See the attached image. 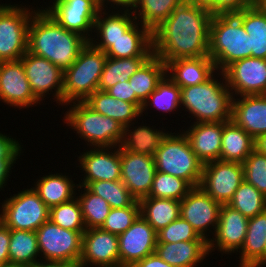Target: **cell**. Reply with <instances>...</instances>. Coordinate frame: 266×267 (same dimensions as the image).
Listing matches in <instances>:
<instances>
[{
  "mask_svg": "<svg viewBox=\"0 0 266 267\" xmlns=\"http://www.w3.org/2000/svg\"><path fill=\"white\" fill-rule=\"evenodd\" d=\"M1 100L9 107L13 106L20 109L40 104L31 90L21 60L0 62Z\"/></svg>",
  "mask_w": 266,
  "mask_h": 267,
  "instance_id": "cell-21",
  "label": "cell"
},
{
  "mask_svg": "<svg viewBox=\"0 0 266 267\" xmlns=\"http://www.w3.org/2000/svg\"><path fill=\"white\" fill-rule=\"evenodd\" d=\"M0 267H29V266L24 265V264L8 263V264H5V265H0Z\"/></svg>",
  "mask_w": 266,
  "mask_h": 267,
  "instance_id": "cell-59",
  "label": "cell"
},
{
  "mask_svg": "<svg viewBox=\"0 0 266 267\" xmlns=\"http://www.w3.org/2000/svg\"><path fill=\"white\" fill-rule=\"evenodd\" d=\"M195 5L211 12L212 15L218 14V0H187Z\"/></svg>",
  "mask_w": 266,
  "mask_h": 267,
  "instance_id": "cell-55",
  "label": "cell"
},
{
  "mask_svg": "<svg viewBox=\"0 0 266 267\" xmlns=\"http://www.w3.org/2000/svg\"><path fill=\"white\" fill-rule=\"evenodd\" d=\"M119 267H132L137 261L155 253L157 232L140 215L123 233L118 235Z\"/></svg>",
  "mask_w": 266,
  "mask_h": 267,
  "instance_id": "cell-18",
  "label": "cell"
},
{
  "mask_svg": "<svg viewBox=\"0 0 266 267\" xmlns=\"http://www.w3.org/2000/svg\"><path fill=\"white\" fill-rule=\"evenodd\" d=\"M255 0H218V14H235L254 5Z\"/></svg>",
  "mask_w": 266,
  "mask_h": 267,
  "instance_id": "cell-50",
  "label": "cell"
},
{
  "mask_svg": "<svg viewBox=\"0 0 266 267\" xmlns=\"http://www.w3.org/2000/svg\"><path fill=\"white\" fill-rule=\"evenodd\" d=\"M151 56H137L131 58H109L107 57L101 73L98 90L107 91L118 82L129 81L130 77Z\"/></svg>",
  "mask_w": 266,
  "mask_h": 267,
  "instance_id": "cell-35",
  "label": "cell"
},
{
  "mask_svg": "<svg viewBox=\"0 0 266 267\" xmlns=\"http://www.w3.org/2000/svg\"><path fill=\"white\" fill-rule=\"evenodd\" d=\"M87 43L84 37L59 25L43 9L37 7L31 17L27 51L46 58L63 72L76 61Z\"/></svg>",
  "mask_w": 266,
  "mask_h": 267,
  "instance_id": "cell-2",
  "label": "cell"
},
{
  "mask_svg": "<svg viewBox=\"0 0 266 267\" xmlns=\"http://www.w3.org/2000/svg\"><path fill=\"white\" fill-rule=\"evenodd\" d=\"M155 252L174 267H195L209 256L208 241L157 243Z\"/></svg>",
  "mask_w": 266,
  "mask_h": 267,
  "instance_id": "cell-26",
  "label": "cell"
},
{
  "mask_svg": "<svg viewBox=\"0 0 266 267\" xmlns=\"http://www.w3.org/2000/svg\"><path fill=\"white\" fill-rule=\"evenodd\" d=\"M20 60L34 96L41 102L52 93L56 103L62 106L64 72L46 58L28 51Z\"/></svg>",
  "mask_w": 266,
  "mask_h": 267,
  "instance_id": "cell-14",
  "label": "cell"
},
{
  "mask_svg": "<svg viewBox=\"0 0 266 267\" xmlns=\"http://www.w3.org/2000/svg\"><path fill=\"white\" fill-rule=\"evenodd\" d=\"M140 215L156 232L167 227L180 216V201L165 198L144 197L139 200Z\"/></svg>",
  "mask_w": 266,
  "mask_h": 267,
  "instance_id": "cell-32",
  "label": "cell"
},
{
  "mask_svg": "<svg viewBox=\"0 0 266 267\" xmlns=\"http://www.w3.org/2000/svg\"><path fill=\"white\" fill-rule=\"evenodd\" d=\"M231 120L253 139L266 133V95L233 97Z\"/></svg>",
  "mask_w": 266,
  "mask_h": 267,
  "instance_id": "cell-23",
  "label": "cell"
},
{
  "mask_svg": "<svg viewBox=\"0 0 266 267\" xmlns=\"http://www.w3.org/2000/svg\"><path fill=\"white\" fill-rule=\"evenodd\" d=\"M254 150L258 153L266 154V133L254 139Z\"/></svg>",
  "mask_w": 266,
  "mask_h": 267,
  "instance_id": "cell-57",
  "label": "cell"
},
{
  "mask_svg": "<svg viewBox=\"0 0 266 267\" xmlns=\"http://www.w3.org/2000/svg\"><path fill=\"white\" fill-rule=\"evenodd\" d=\"M115 149V150H114ZM111 152H110V151ZM78 167L84 173L79 186H87L95 181L121 180L120 146L115 147H90L78 156Z\"/></svg>",
  "mask_w": 266,
  "mask_h": 267,
  "instance_id": "cell-19",
  "label": "cell"
},
{
  "mask_svg": "<svg viewBox=\"0 0 266 267\" xmlns=\"http://www.w3.org/2000/svg\"><path fill=\"white\" fill-rule=\"evenodd\" d=\"M227 205L250 219L266 211V196L243 180Z\"/></svg>",
  "mask_w": 266,
  "mask_h": 267,
  "instance_id": "cell-41",
  "label": "cell"
},
{
  "mask_svg": "<svg viewBox=\"0 0 266 267\" xmlns=\"http://www.w3.org/2000/svg\"><path fill=\"white\" fill-rule=\"evenodd\" d=\"M248 220L238 210L222 204L215 233L208 240V253L211 254L216 248L221 255L237 254L245 240Z\"/></svg>",
  "mask_w": 266,
  "mask_h": 267,
  "instance_id": "cell-17",
  "label": "cell"
},
{
  "mask_svg": "<svg viewBox=\"0 0 266 267\" xmlns=\"http://www.w3.org/2000/svg\"><path fill=\"white\" fill-rule=\"evenodd\" d=\"M121 181L130 194L140 200L149 195L156 173L155 159L124 150L120 146Z\"/></svg>",
  "mask_w": 266,
  "mask_h": 267,
  "instance_id": "cell-22",
  "label": "cell"
},
{
  "mask_svg": "<svg viewBox=\"0 0 266 267\" xmlns=\"http://www.w3.org/2000/svg\"><path fill=\"white\" fill-rule=\"evenodd\" d=\"M107 10L108 12L106 9L105 11L101 9L96 17L93 31L97 33L96 39H118L136 22L131 10L115 11L114 9L112 13H109V9Z\"/></svg>",
  "mask_w": 266,
  "mask_h": 267,
  "instance_id": "cell-37",
  "label": "cell"
},
{
  "mask_svg": "<svg viewBox=\"0 0 266 267\" xmlns=\"http://www.w3.org/2000/svg\"><path fill=\"white\" fill-rule=\"evenodd\" d=\"M266 246V211L248 220V229L243 246L238 251L239 267L264 266Z\"/></svg>",
  "mask_w": 266,
  "mask_h": 267,
  "instance_id": "cell-27",
  "label": "cell"
},
{
  "mask_svg": "<svg viewBox=\"0 0 266 267\" xmlns=\"http://www.w3.org/2000/svg\"><path fill=\"white\" fill-rule=\"evenodd\" d=\"M94 111L118 121L123 127L141 116V110L132 103L115 99L102 90L95 91L84 101Z\"/></svg>",
  "mask_w": 266,
  "mask_h": 267,
  "instance_id": "cell-28",
  "label": "cell"
},
{
  "mask_svg": "<svg viewBox=\"0 0 266 267\" xmlns=\"http://www.w3.org/2000/svg\"><path fill=\"white\" fill-rule=\"evenodd\" d=\"M242 164L244 180L266 196V154L253 150Z\"/></svg>",
  "mask_w": 266,
  "mask_h": 267,
  "instance_id": "cell-47",
  "label": "cell"
},
{
  "mask_svg": "<svg viewBox=\"0 0 266 267\" xmlns=\"http://www.w3.org/2000/svg\"><path fill=\"white\" fill-rule=\"evenodd\" d=\"M41 260L77 264L82 255V235L85 231L67 230L50 220L36 231Z\"/></svg>",
  "mask_w": 266,
  "mask_h": 267,
  "instance_id": "cell-10",
  "label": "cell"
},
{
  "mask_svg": "<svg viewBox=\"0 0 266 267\" xmlns=\"http://www.w3.org/2000/svg\"><path fill=\"white\" fill-rule=\"evenodd\" d=\"M193 187L184 179L156 171L147 197L181 201Z\"/></svg>",
  "mask_w": 266,
  "mask_h": 267,
  "instance_id": "cell-42",
  "label": "cell"
},
{
  "mask_svg": "<svg viewBox=\"0 0 266 267\" xmlns=\"http://www.w3.org/2000/svg\"><path fill=\"white\" fill-rule=\"evenodd\" d=\"M53 1V5L43 8V10L59 25L68 31L80 34L89 42L93 37L96 17L101 10L98 0Z\"/></svg>",
  "mask_w": 266,
  "mask_h": 267,
  "instance_id": "cell-11",
  "label": "cell"
},
{
  "mask_svg": "<svg viewBox=\"0 0 266 267\" xmlns=\"http://www.w3.org/2000/svg\"><path fill=\"white\" fill-rule=\"evenodd\" d=\"M106 92L115 99L135 104L140 110L142 108L143 103L136 97L135 94H132V88L129 81L118 82Z\"/></svg>",
  "mask_w": 266,
  "mask_h": 267,
  "instance_id": "cell-49",
  "label": "cell"
},
{
  "mask_svg": "<svg viewBox=\"0 0 266 267\" xmlns=\"http://www.w3.org/2000/svg\"><path fill=\"white\" fill-rule=\"evenodd\" d=\"M154 159L156 171L182 178L192 187L200 186L204 164L191 149L183 132H169Z\"/></svg>",
  "mask_w": 266,
  "mask_h": 267,
  "instance_id": "cell-7",
  "label": "cell"
},
{
  "mask_svg": "<svg viewBox=\"0 0 266 267\" xmlns=\"http://www.w3.org/2000/svg\"><path fill=\"white\" fill-rule=\"evenodd\" d=\"M151 106L156 110L171 113L181 107V88L176 85L167 74L158 83L157 88L143 102L141 115ZM148 107V108H147Z\"/></svg>",
  "mask_w": 266,
  "mask_h": 267,
  "instance_id": "cell-39",
  "label": "cell"
},
{
  "mask_svg": "<svg viewBox=\"0 0 266 267\" xmlns=\"http://www.w3.org/2000/svg\"><path fill=\"white\" fill-rule=\"evenodd\" d=\"M166 75V64L154 54L130 77L132 94L143 103Z\"/></svg>",
  "mask_w": 266,
  "mask_h": 267,
  "instance_id": "cell-33",
  "label": "cell"
},
{
  "mask_svg": "<svg viewBox=\"0 0 266 267\" xmlns=\"http://www.w3.org/2000/svg\"><path fill=\"white\" fill-rule=\"evenodd\" d=\"M66 106L69 109L64 114V124L76 131L89 147L121 145L124 127L118 121L94 111L84 101L71 102Z\"/></svg>",
  "mask_w": 266,
  "mask_h": 267,
  "instance_id": "cell-5",
  "label": "cell"
},
{
  "mask_svg": "<svg viewBox=\"0 0 266 267\" xmlns=\"http://www.w3.org/2000/svg\"><path fill=\"white\" fill-rule=\"evenodd\" d=\"M86 187L107 201L111 208H125L136 200L121 180L95 181Z\"/></svg>",
  "mask_w": 266,
  "mask_h": 267,
  "instance_id": "cell-43",
  "label": "cell"
},
{
  "mask_svg": "<svg viewBox=\"0 0 266 267\" xmlns=\"http://www.w3.org/2000/svg\"><path fill=\"white\" fill-rule=\"evenodd\" d=\"M140 216V204L135 200L125 208H111L101 229L116 235L125 232Z\"/></svg>",
  "mask_w": 266,
  "mask_h": 267,
  "instance_id": "cell-45",
  "label": "cell"
},
{
  "mask_svg": "<svg viewBox=\"0 0 266 267\" xmlns=\"http://www.w3.org/2000/svg\"><path fill=\"white\" fill-rule=\"evenodd\" d=\"M210 11L183 1L153 32V54L165 64L178 58L209 56Z\"/></svg>",
  "mask_w": 266,
  "mask_h": 267,
  "instance_id": "cell-1",
  "label": "cell"
},
{
  "mask_svg": "<svg viewBox=\"0 0 266 267\" xmlns=\"http://www.w3.org/2000/svg\"><path fill=\"white\" fill-rule=\"evenodd\" d=\"M119 267L118 235L101 228L86 229L78 267Z\"/></svg>",
  "mask_w": 266,
  "mask_h": 267,
  "instance_id": "cell-20",
  "label": "cell"
},
{
  "mask_svg": "<svg viewBox=\"0 0 266 267\" xmlns=\"http://www.w3.org/2000/svg\"><path fill=\"white\" fill-rule=\"evenodd\" d=\"M29 267H78L77 264L64 262V261H46L38 260Z\"/></svg>",
  "mask_w": 266,
  "mask_h": 267,
  "instance_id": "cell-56",
  "label": "cell"
},
{
  "mask_svg": "<svg viewBox=\"0 0 266 267\" xmlns=\"http://www.w3.org/2000/svg\"><path fill=\"white\" fill-rule=\"evenodd\" d=\"M49 220L67 230L85 231L81 206L77 197L49 209Z\"/></svg>",
  "mask_w": 266,
  "mask_h": 267,
  "instance_id": "cell-44",
  "label": "cell"
},
{
  "mask_svg": "<svg viewBox=\"0 0 266 267\" xmlns=\"http://www.w3.org/2000/svg\"><path fill=\"white\" fill-rule=\"evenodd\" d=\"M191 125L182 132L198 159L203 164L220 160L224 122H200Z\"/></svg>",
  "mask_w": 266,
  "mask_h": 267,
  "instance_id": "cell-24",
  "label": "cell"
},
{
  "mask_svg": "<svg viewBox=\"0 0 266 267\" xmlns=\"http://www.w3.org/2000/svg\"><path fill=\"white\" fill-rule=\"evenodd\" d=\"M221 206L200 186L193 187L180 201V216L208 241L209 232L213 235L218 225Z\"/></svg>",
  "mask_w": 266,
  "mask_h": 267,
  "instance_id": "cell-15",
  "label": "cell"
},
{
  "mask_svg": "<svg viewBox=\"0 0 266 267\" xmlns=\"http://www.w3.org/2000/svg\"><path fill=\"white\" fill-rule=\"evenodd\" d=\"M15 163L16 161H0V191L6 186Z\"/></svg>",
  "mask_w": 266,
  "mask_h": 267,
  "instance_id": "cell-54",
  "label": "cell"
},
{
  "mask_svg": "<svg viewBox=\"0 0 266 267\" xmlns=\"http://www.w3.org/2000/svg\"><path fill=\"white\" fill-rule=\"evenodd\" d=\"M18 4H0V62L17 61L27 52L28 29L36 10Z\"/></svg>",
  "mask_w": 266,
  "mask_h": 267,
  "instance_id": "cell-8",
  "label": "cell"
},
{
  "mask_svg": "<svg viewBox=\"0 0 266 267\" xmlns=\"http://www.w3.org/2000/svg\"><path fill=\"white\" fill-rule=\"evenodd\" d=\"M180 241H206L189 222L179 216L167 227L157 232V243H176Z\"/></svg>",
  "mask_w": 266,
  "mask_h": 267,
  "instance_id": "cell-46",
  "label": "cell"
},
{
  "mask_svg": "<svg viewBox=\"0 0 266 267\" xmlns=\"http://www.w3.org/2000/svg\"><path fill=\"white\" fill-rule=\"evenodd\" d=\"M235 15L241 20L250 35L251 57L266 59V13L255 5L242 9Z\"/></svg>",
  "mask_w": 266,
  "mask_h": 267,
  "instance_id": "cell-34",
  "label": "cell"
},
{
  "mask_svg": "<svg viewBox=\"0 0 266 267\" xmlns=\"http://www.w3.org/2000/svg\"><path fill=\"white\" fill-rule=\"evenodd\" d=\"M10 137L0 132V161H17L20 158L23 147L16 139Z\"/></svg>",
  "mask_w": 266,
  "mask_h": 267,
  "instance_id": "cell-48",
  "label": "cell"
},
{
  "mask_svg": "<svg viewBox=\"0 0 266 267\" xmlns=\"http://www.w3.org/2000/svg\"><path fill=\"white\" fill-rule=\"evenodd\" d=\"M37 234L33 231L10 229L9 263L31 266L41 259Z\"/></svg>",
  "mask_w": 266,
  "mask_h": 267,
  "instance_id": "cell-38",
  "label": "cell"
},
{
  "mask_svg": "<svg viewBox=\"0 0 266 267\" xmlns=\"http://www.w3.org/2000/svg\"><path fill=\"white\" fill-rule=\"evenodd\" d=\"M266 265V246H265V251H264V266Z\"/></svg>",
  "mask_w": 266,
  "mask_h": 267,
  "instance_id": "cell-60",
  "label": "cell"
},
{
  "mask_svg": "<svg viewBox=\"0 0 266 267\" xmlns=\"http://www.w3.org/2000/svg\"><path fill=\"white\" fill-rule=\"evenodd\" d=\"M222 73L233 97L266 95V59H240L228 65Z\"/></svg>",
  "mask_w": 266,
  "mask_h": 267,
  "instance_id": "cell-13",
  "label": "cell"
},
{
  "mask_svg": "<svg viewBox=\"0 0 266 267\" xmlns=\"http://www.w3.org/2000/svg\"><path fill=\"white\" fill-rule=\"evenodd\" d=\"M107 56L88 42L79 52L76 61L64 71L62 105L85 101L98 90L101 73Z\"/></svg>",
  "mask_w": 266,
  "mask_h": 267,
  "instance_id": "cell-6",
  "label": "cell"
},
{
  "mask_svg": "<svg viewBox=\"0 0 266 267\" xmlns=\"http://www.w3.org/2000/svg\"><path fill=\"white\" fill-rule=\"evenodd\" d=\"M243 180L242 163L216 160L203 165L200 187L215 201L228 204Z\"/></svg>",
  "mask_w": 266,
  "mask_h": 267,
  "instance_id": "cell-12",
  "label": "cell"
},
{
  "mask_svg": "<svg viewBox=\"0 0 266 267\" xmlns=\"http://www.w3.org/2000/svg\"><path fill=\"white\" fill-rule=\"evenodd\" d=\"M217 73L209 56L178 58L166 63L167 76L180 88L198 85Z\"/></svg>",
  "mask_w": 266,
  "mask_h": 267,
  "instance_id": "cell-25",
  "label": "cell"
},
{
  "mask_svg": "<svg viewBox=\"0 0 266 267\" xmlns=\"http://www.w3.org/2000/svg\"><path fill=\"white\" fill-rule=\"evenodd\" d=\"M84 187V193L82 188ZM78 196L86 229L101 228L104 224L111 206L102 197L92 193L86 186H78ZM83 193V194H82Z\"/></svg>",
  "mask_w": 266,
  "mask_h": 267,
  "instance_id": "cell-40",
  "label": "cell"
},
{
  "mask_svg": "<svg viewBox=\"0 0 266 267\" xmlns=\"http://www.w3.org/2000/svg\"><path fill=\"white\" fill-rule=\"evenodd\" d=\"M254 5L263 13H266V0H255Z\"/></svg>",
  "mask_w": 266,
  "mask_h": 267,
  "instance_id": "cell-58",
  "label": "cell"
},
{
  "mask_svg": "<svg viewBox=\"0 0 266 267\" xmlns=\"http://www.w3.org/2000/svg\"><path fill=\"white\" fill-rule=\"evenodd\" d=\"M250 35L235 14L212 16L209 28V57L217 71L231 63L251 57Z\"/></svg>",
  "mask_w": 266,
  "mask_h": 267,
  "instance_id": "cell-4",
  "label": "cell"
},
{
  "mask_svg": "<svg viewBox=\"0 0 266 267\" xmlns=\"http://www.w3.org/2000/svg\"><path fill=\"white\" fill-rule=\"evenodd\" d=\"M0 204V221L9 229L35 232L49 220V208L33 187L18 191Z\"/></svg>",
  "mask_w": 266,
  "mask_h": 267,
  "instance_id": "cell-9",
  "label": "cell"
},
{
  "mask_svg": "<svg viewBox=\"0 0 266 267\" xmlns=\"http://www.w3.org/2000/svg\"><path fill=\"white\" fill-rule=\"evenodd\" d=\"M138 121L124 127V135L121 147L129 152L155 156L157 150L161 146L163 139L169 133L165 129H154L146 125L135 126ZM133 126V127H131ZM164 130V131H163Z\"/></svg>",
  "mask_w": 266,
  "mask_h": 267,
  "instance_id": "cell-29",
  "label": "cell"
},
{
  "mask_svg": "<svg viewBox=\"0 0 266 267\" xmlns=\"http://www.w3.org/2000/svg\"><path fill=\"white\" fill-rule=\"evenodd\" d=\"M10 229L0 221V265L9 263Z\"/></svg>",
  "mask_w": 266,
  "mask_h": 267,
  "instance_id": "cell-51",
  "label": "cell"
},
{
  "mask_svg": "<svg viewBox=\"0 0 266 267\" xmlns=\"http://www.w3.org/2000/svg\"><path fill=\"white\" fill-rule=\"evenodd\" d=\"M89 41L95 48L105 52L109 58H131L153 55L152 32L136 21L118 39H95ZM98 40V42L96 41Z\"/></svg>",
  "mask_w": 266,
  "mask_h": 267,
  "instance_id": "cell-16",
  "label": "cell"
},
{
  "mask_svg": "<svg viewBox=\"0 0 266 267\" xmlns=\"http://www.w3.org/2000/svg\"><path fill=\"white\" fill-rule=\"evenodd\" d=\"M215 75L222 76L220 81ZM232 100L225 76L219 71L205 83L181 88V109L196 118L193 123L228 122L231 120Z\"/></svg>",
  "mask_w": 266,
  "mask_h": 267,
  "instance_id": "cell-3",
  "label": "cell"
},
{
  "mask_svg": "<svg viewBox=\"0 0 266 267\" xmlns=\"http://www.w3.org/2000/svg\"><path fill=\"white\" fill-rule=\"evenodd\" d=\"M183 1L186 0H135L131 11L136 21L153 32Z\"/></svg>",
  "mask_w": 266,
  "mask_h": 267,
  "instance_id": "cell-36",
  "label": "cell"
},
{
  "mask_svg": "<svg viewBox=\"0 0 266 267\" xmlns=\"http://www.w3.org/2000/svg\"><path fill=\"white\" fill-rule=\"evenodd\" d=\"M132 267H174L169 265L155 252L137 261Z\"/></svg>",
  "mask_w": 266,
  "mask_h": 267,
  "instance_id": "cell-52",
  "label": "cell"
},
{
  "mask_svg": "<svg viewBox=\"0 0 266 267\" xmlns=\"http://www.w3.org/2000/svg\"><path fill=\"white\" fill-rule=\"evenodd\" d=\"M33 189L38 193L39 198L50 209L59 204L73 200L76 197V188L79 184L68 175L60 173H49L36 182ZM77 186V187H76Z\"/></svg>",
  "mask_w": 266,
  "mask_h": 267,
  "instance_id": "cell-30",
  "label": "cell"
},
{
  "mask_svg": "<svg viewBox=\"0 0 266 267\" xmlns=\"http://www.w3.org/2000/svg\"><path fill=\"white\" fill-rule=\"evenodd\" d=\"M98 2H99L100 9H103V10H105V8H106V10H107V8L110 9L111 7L115 10L116 9L118 10V8L120 10H125V9L131 10L134 6L135 0H98ZM108 4L111 7H108L107 6Z\"/></svg>",
  "mask_w": 266,
  "mask_h": 267,
  "instance_id": "cell-53",
  "label": "cell"
},
{
  "mask_svg": "<svg viewBox=\"0 0 266 267\" xmlns=\"http://www.w3.org/2000/svg\"><path fill=\"white\" fill-rule=\"evenodd\" d=\"M254 150V139L232 120L224 122L220 160L243 163Z\"/></svg>",
  "mask_w": 266,
  "mask_h": 267,
  "instance_id": "cell-31",
  "label": "cell"
}]
</instances>
